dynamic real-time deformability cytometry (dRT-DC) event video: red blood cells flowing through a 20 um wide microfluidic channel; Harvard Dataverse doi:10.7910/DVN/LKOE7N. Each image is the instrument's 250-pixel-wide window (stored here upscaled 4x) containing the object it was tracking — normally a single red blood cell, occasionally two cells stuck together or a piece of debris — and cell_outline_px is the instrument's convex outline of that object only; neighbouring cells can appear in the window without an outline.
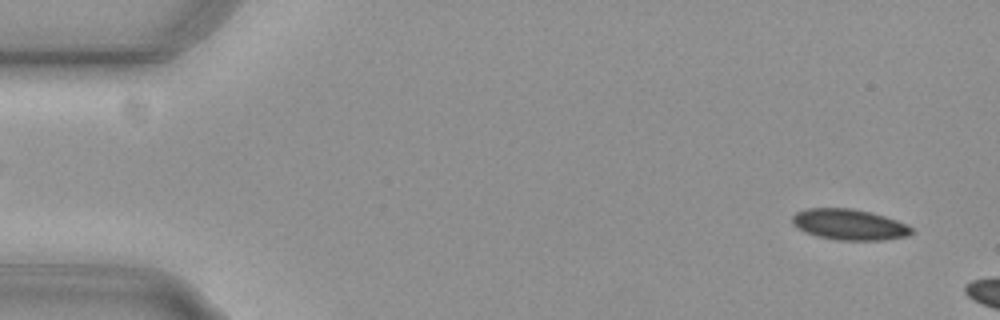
{"species": "common noctule bat (a hibernating species)", "species_latin": "Nyctalus noctula", "temperature_condition": "cold", "stored_images_in_passage": 9, "camera_frame_rate_fps": 3000, "um_per_image_px": 0.085, "animal": {"sex": "female", "body_mass_g": 29.2, "forearm_length_mm": 56.3}, "frame": {"image": 1, "passage_image": 3, "time_ms": 0.667, "image_size_px": [1000, 320], "cell_outline_px": [[912, 232], [908, 236], [884, 240], [836, 240], [816, 236], [804, 232], [796, 228], [792, 224], [792, 216], [796, 212], [808, 208], [848, 208], [868, 212], [884, 216], [896, 220], [912, 228]], "centroid_in_image_um": [72.13, 19.09], "position_along_channel_um": 12.9, "area_um2": 21.39}}